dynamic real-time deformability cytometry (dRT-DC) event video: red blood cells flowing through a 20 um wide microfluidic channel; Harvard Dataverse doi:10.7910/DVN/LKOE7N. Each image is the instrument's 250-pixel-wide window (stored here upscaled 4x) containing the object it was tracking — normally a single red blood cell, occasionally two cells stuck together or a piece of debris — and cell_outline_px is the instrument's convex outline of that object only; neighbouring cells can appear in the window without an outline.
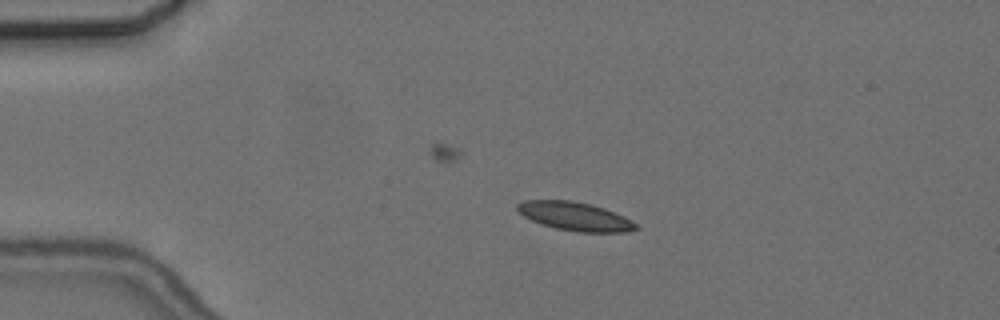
{"species": "common noctule bat (a hibernating species)", "species_latin": "Nyctalus noctula", "temperature_condition": "cold", "stored_images_in_passage": 15, "camera_frame_rate_fps": 3000, "um_per_image_px": 0.085, "animal": {"sex": "female", "body_mass_g": 24.6, "forearm_length_mm": 56.2}, "frame": {"image": 1, "passage_image": 4, "time_ms": 4.0, "image_size_px": [1000, 320], "cell_outline_px": [[640, 228], [628, 232], [576, 232], [556, 228], [532, 220], [524, 216], [516, 208], [516, 204], [524, 200], [572, 200], [592, 204], [604, 208], [624, 216], [640, 224]], "centroid_in_image_um": [48.94, 18.39], "position_along_channel_um": 36.1, "area_um2": 19.88}}
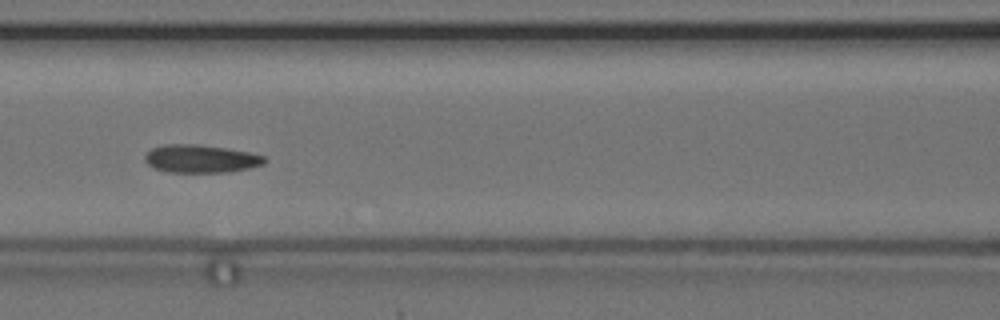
{"frame": {"image": 2, "passage_image": 7, "time_ms": 8.333, "image_size_px": [1000, 320], "cell_outline_px": [[268, 160], [264, 164], [248, 168], [228, 172], [168, 172], [152, 168], [144, 160], [144, 156], [152, 148], [164, 144], [196, 144], [224, 148], [248, 152], [264, 156]], "centroid_in_image_um": [17.04, 13.5], "position_along_channel_um": 149.6, "area_um2": 19.48}}
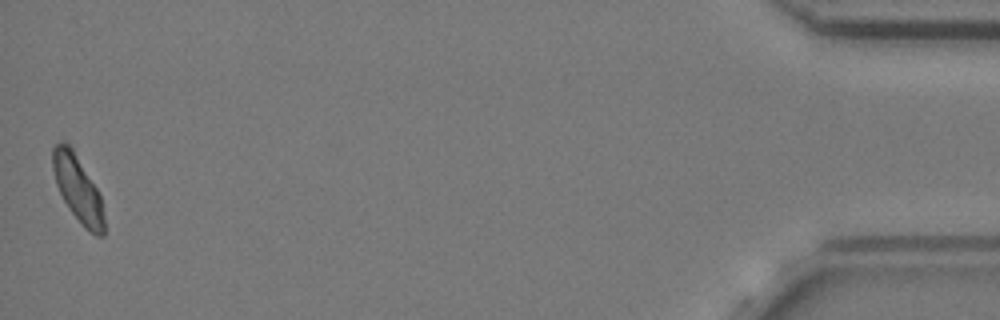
{"frame": {"image": 3, "passage_image": 15, "time_ms": 18.667, "image_size_px": [1000, 320], "cell_outline_px": [[104, 236], [96, 236], [88, 232], [84, 228], [68, 208], [56, 184], [52, 168], [52, 148], [60, 140], [64, 140], [72, 148], [96, 188], [100, 196], [104, 216]], "centroid_in_image_um": [6.6, 16.05], "position_along_channel_um": 428.6, "area_um2": 19.77}}